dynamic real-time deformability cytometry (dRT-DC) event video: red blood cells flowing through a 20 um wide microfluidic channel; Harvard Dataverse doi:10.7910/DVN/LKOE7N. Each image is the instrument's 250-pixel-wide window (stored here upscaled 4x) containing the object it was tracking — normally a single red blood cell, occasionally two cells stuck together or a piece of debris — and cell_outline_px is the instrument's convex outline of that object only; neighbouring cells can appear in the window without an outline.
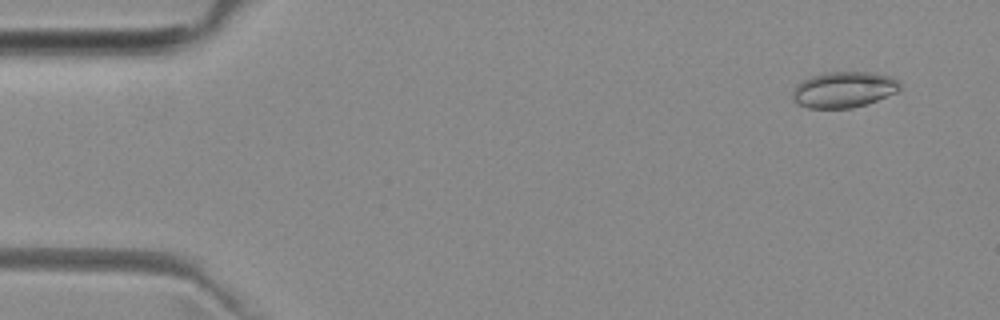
{"species": "common noctule bat (a hibernating species)", "species_latin": "Nyctalus noctula", "temperature_condition": "room temperature", "stored_images_in_passage": 5, "camera_frame_rate_fps": 3000, "um_per_image_px": 0.085, "animal": {"sex": "female", "body_mass_g": 29.2, "forearm_length_mm": 56.3}, "frame": {"image": 1, "passage_image": 2, "time_ms": 1.0, "image_size_px": [1000, 320], "cell_outline_px": [[900, 88], [896, 92], [868, 104], [852, 108], [808, 108], [796, 104], [792, 100], [792, 92], [796, 84], [812, 76], [824, 72], [872, 72], [892, 76], [900, 84]], "centroid_in_image_um": [71.69, 7.62], "position_along_channel_um": 13.3, "area_um2": 22.66}}
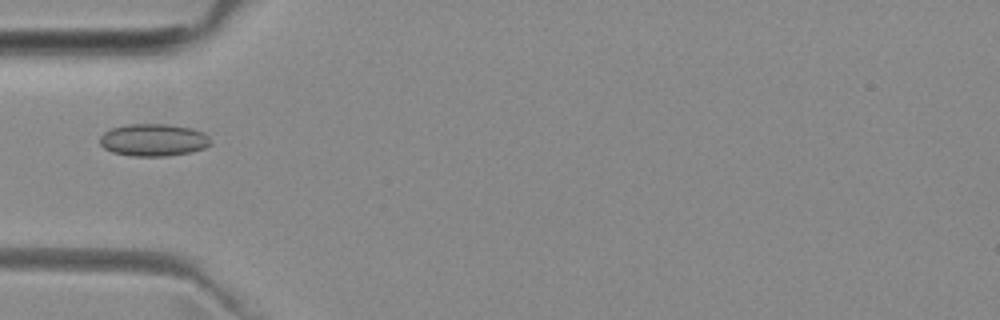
{"frame": {"image": 2, "passage_image": 5, "time_ms": 5.333, "image_size_px": [1000, 320], "cell_outline_px": [[212, 144], [204, 148], [192, 152], [168, 156], [132, 156], [112, 152], [104, 148], [100, 144], [100, 136], [104, 132], [112, 128], [128, 124], [168, 124], [192, 128], [204, 132], [208, 136]], "centroid_in_image_um": [13.06, 11.9], "position_along_channel_um": 71.9, "area_um2": 21.04}}